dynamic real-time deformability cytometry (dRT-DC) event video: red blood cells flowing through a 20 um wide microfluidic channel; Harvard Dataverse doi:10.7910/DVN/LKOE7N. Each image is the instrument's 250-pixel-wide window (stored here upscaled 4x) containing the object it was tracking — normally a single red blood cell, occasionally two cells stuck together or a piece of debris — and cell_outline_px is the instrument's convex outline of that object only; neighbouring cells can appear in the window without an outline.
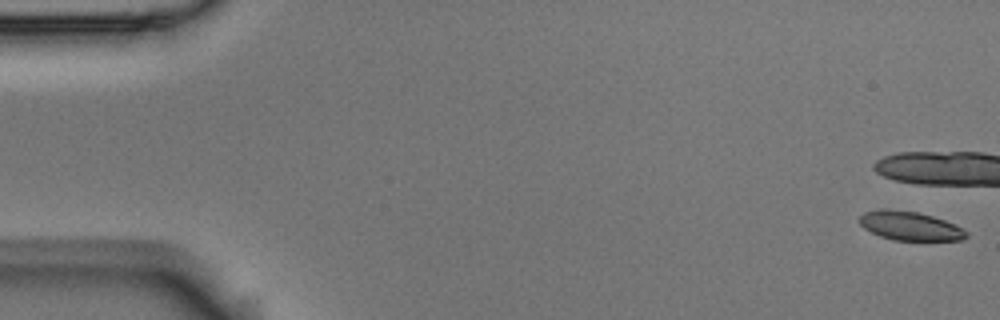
{"species": "Egyptian fruit bat (a non-hibernating species)", "species_latin": "Rousettus aegyptiacus", "temperature_condition": "room temperature", "stored_images_in_passage": 6, "camera_frame_rate_fps": 3000, "um_per_image_px": 0.085, "animal": {"sex": "male"}, "frame": {"image": 1, "passage_image": 1, "time_ms": 0.0, "image_size_px": [1000, 320], "cell_outline_px": [[968, 236], [964, 240], [896, 240], [880, 236], [864, 228], [856, 220], [864, 212], [916, 212], [932, 216], [944, 220], [968, 232]], "centroid_in_image_um": [77.39, 19.26], "position_along_channel_um": 7.6, "area_um2": 17.11}}